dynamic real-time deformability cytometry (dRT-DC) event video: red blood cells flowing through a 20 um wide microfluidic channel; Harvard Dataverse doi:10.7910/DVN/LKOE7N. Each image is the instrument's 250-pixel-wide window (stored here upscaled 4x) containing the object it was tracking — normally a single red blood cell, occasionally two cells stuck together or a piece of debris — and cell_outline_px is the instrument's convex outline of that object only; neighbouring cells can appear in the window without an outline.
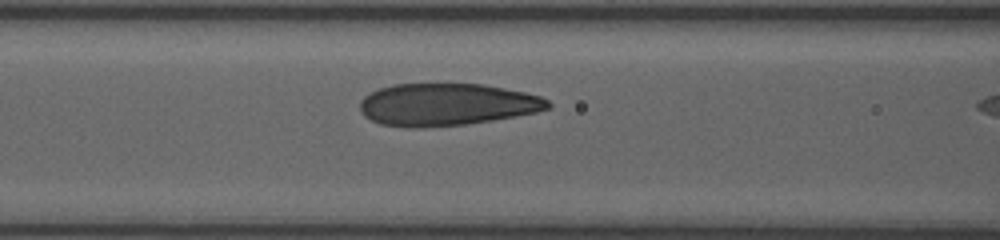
{"species": "human", "species_latin": "Homo sapiens", "temperature_condition": "room temperature", "stored_images_in_passage": 5, "camera_frame_rate_fps": 3000, "um_per_image_px": 0.085, "donor": {"sex": "female"}, "frame": {"image": 1, "passage_image": 4, "time_ms": 2.333, "image_size_px": [1000, 240], "cell_outline_px": [[552, 108], [536, 112], [516, 116], [492, 120], [464, 124], [424, 128], [408, 128], [380, 124], [364, 116], [360, 108], [360, 100], [364, 96], [380, 88], [392, 84], [484, 84], [524, 92], [540, 96], [548, 100], [552, 104]], "centroid_in_image_um": [37.97, 8.89], "position_along_channel_um": 128.6, "area_um2": 46.47}}